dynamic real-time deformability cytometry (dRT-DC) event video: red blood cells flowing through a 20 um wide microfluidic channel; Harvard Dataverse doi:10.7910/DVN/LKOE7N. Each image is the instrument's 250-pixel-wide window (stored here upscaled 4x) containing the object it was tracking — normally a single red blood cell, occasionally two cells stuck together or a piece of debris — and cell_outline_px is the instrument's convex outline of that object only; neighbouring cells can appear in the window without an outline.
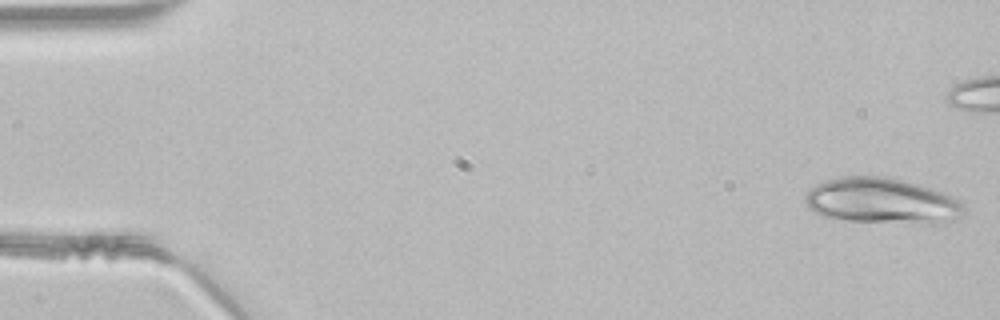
{"species": "common noctule bat (a hibernating species)", "species_latin": "Nyctalus noctula", "temperature_condition": "room temperature", "stored_images_in_passage": 38, "camera_frame_rate_fps": 3000, "um_per_image_px": 0.085, "animal": {"sex": "male", "body_mass_g": 21.5, "forearm_length_mm": 52.0}, "frame": {"image": 1, "passage_image": 1, "time_ms": 0.0, "image_size_px": [1000, 320], "cell_outline_px": [[968, 212], [952, 220], [936, 224], [848, 220], [820, 216], [808, 208], [804, 200], [804, 196], [808, 188], [816, 184], [840, 176], [888, 176], [904, 180], [932, 188], [952, 196], [960, 200], [964, 204]], "centroid_in_image_um": [74.97, 17.07], "position_along_channel_um": 10.0, "area_um2": 42.77}}
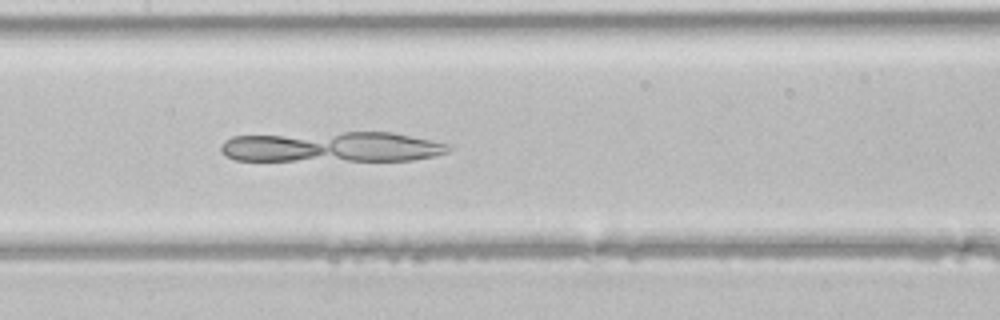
{"frame": {"image": 2, "passage_image": 22, "time_ms": 7.0, "image_size_px": [1000, 320], "cell_outline_px": [[452, 148], [448, 152], [432, 156], [412, 160], [236, 160], [224, 156], [220, 152], [220, 144], [224, 140], [232, 136], [344, 132], [392, 132], [452, 144]], "centroid_in_image_um": [28.21, 12.48], "position_along_channel_um": 179.2, "area_um2": 40.46}}